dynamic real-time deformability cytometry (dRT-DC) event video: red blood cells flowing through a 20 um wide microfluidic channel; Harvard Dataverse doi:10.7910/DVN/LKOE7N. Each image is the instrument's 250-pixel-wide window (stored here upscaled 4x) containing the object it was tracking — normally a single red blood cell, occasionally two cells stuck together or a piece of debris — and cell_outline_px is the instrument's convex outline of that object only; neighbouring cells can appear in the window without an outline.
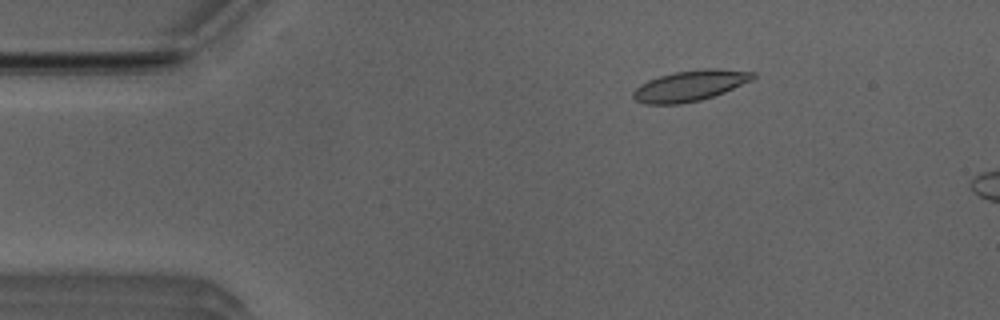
{"species": "Egyptian fruit bat (a non-hibernating species)", "species_latin": "Rousettus aegyptiacus", "temperature_condition": "room temperature", "stored_images_in_passage": 6, "camera_frame_rate_fps": 3000, "um_per_image_px": 0.085, "animal": {"sex": "male"}, "frame": {"image": 1, "passage_image": 2, "time_ms": 0.333, "image_size_px": [1000, 320], "cell_outline_px": [[756, 76], [752, 80], [724, 92], [700, 100], [680, 104], [644, 104], [636, 100], [632, 96], [632, 92], [640, 84], [648, 80], [660, 76], [676, 72], [704, 68], [720, 68], [756, 72]], "centroid_in_image_um": [58.66, 7.28], "position_along_channel_um": 26.3, "area_um2": 21.44}}